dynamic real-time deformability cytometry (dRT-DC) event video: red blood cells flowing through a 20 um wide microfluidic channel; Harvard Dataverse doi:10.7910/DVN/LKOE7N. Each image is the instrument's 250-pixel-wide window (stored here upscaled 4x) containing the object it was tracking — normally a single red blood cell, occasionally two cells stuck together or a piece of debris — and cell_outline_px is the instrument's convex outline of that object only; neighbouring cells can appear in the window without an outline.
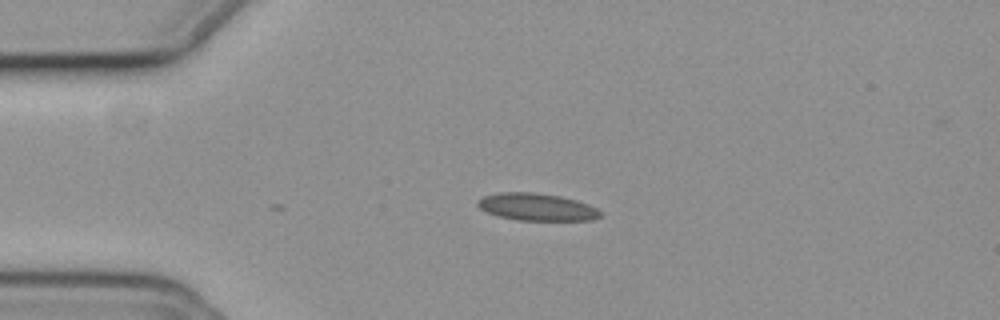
{"species": "common noctule bat (a hibernating species)", "species_latin": "Nyctalus noctula", "temperature_condition": "cold", "stored_images_in_passage": 4, "camera_frame_rate_fps": 3000, "um_per_image_px": 0.085, "animal": {"sex": "female", "body_mass_g": 19.3, "forearm_length_mm": 54.1}, "frame": {"image": 1, "passage_image": 1, "time_ms": 0.0, "image_size_px": [1000, 320], "cell_outline_px": [[600, 216], [592, 220], [516, 220], [496, 216], [480, 208], [476, 204], [476, 200], [484, 196], [500, 192], [532, 192], [560, 196], [576, 200], [588, 204], [596, 208], [600, 212]], "centroid_in_image_um": [45.58, 17.59], "position_along_channel_um": 39.4, "area_um2": 19.48}}